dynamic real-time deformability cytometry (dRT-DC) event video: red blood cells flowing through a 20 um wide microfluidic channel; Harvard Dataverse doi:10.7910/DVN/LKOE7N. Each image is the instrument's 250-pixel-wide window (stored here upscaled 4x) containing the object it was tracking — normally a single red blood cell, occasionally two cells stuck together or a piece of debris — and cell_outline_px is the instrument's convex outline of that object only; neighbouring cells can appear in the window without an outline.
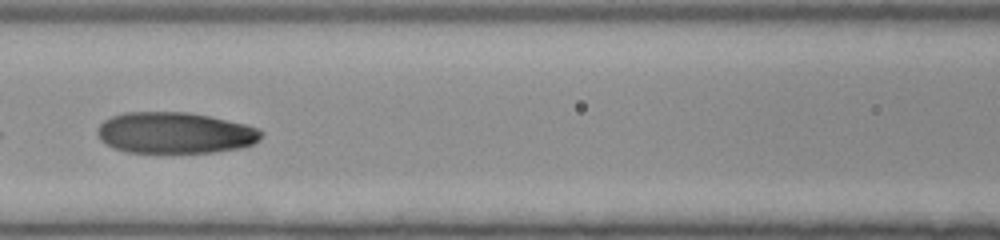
{"species": "human", "species_latin": "Homo sapiens", "temperature_condition": "room temperature", "stored_images_in_passage": 47, "camera_frame_rate_fps": 3000, "um_per_image_px": 0.085, "donor": {"sex": "female"}, "frame": {"image": 1, "passage_image": 22, "time_ms": 7.0, "image_size_px": [1000, 240], "cell_outline_px": [[264, 132], [260, 140], [252, 144], [240, 148], [212, 152], [128, 152], [112, 148], [104, 144], [100, 140], [96, 132], [96, 128], [104, 120], [112, 116], [124, 112], [188, 112], [208, 116], [244, 124], [260, 128]], "centroid_in_image_um": [14.84, 11.29], "position_along_channel_um": 151.8, "area_um2": 39.54}}
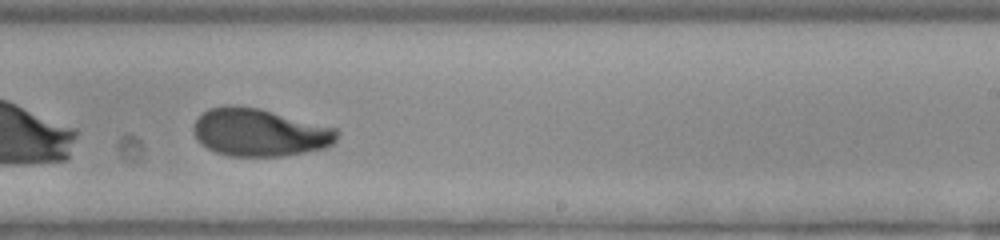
{"frame": {"image": 2, "passage_image": 30, "time_ms": 9.667, "image_size_px": [1000, 240], "cell_outline_px": [[340, 132], [336, 140], [332, 144], [324, 148], [304, 152], [280, 156], [228, 156], [216, 152], [208, 148], [196, 136], [192, 128], [196, 120], [208, 108], [228, 104], [260, 108], [336, 128]], "centroid_in_image_um": [22.07, 11.24], "position_along_channel_um": 266.9, "area_um2": 39.77}}
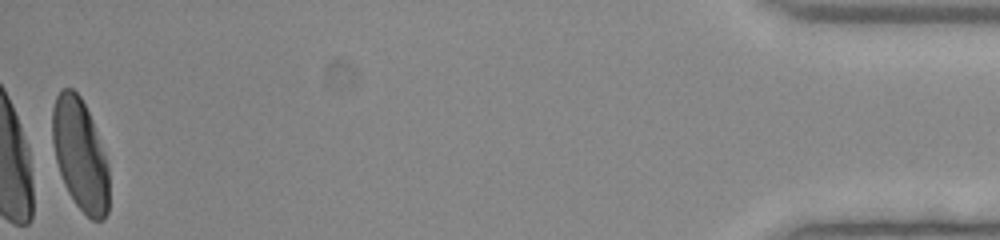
{"frame": {"image": 3, "passage_image": 47, "time_ms": 15.333, "image_size_px": [1000, 240], "cell_outline_px": [[108, 212], [104, 220], [92, 220], [76, 204], [68, 192], [64, 184], [56, 160], [52, 144], [52, 108], [56, 96], [60, 88], [72, 88], [80, 96], [92, 120], [104, 152], [108, 164]], "centroid_in_image_um": [6.8, 13.13], "position_along_channel_um": 428.4, "area_um2": 36.76}}